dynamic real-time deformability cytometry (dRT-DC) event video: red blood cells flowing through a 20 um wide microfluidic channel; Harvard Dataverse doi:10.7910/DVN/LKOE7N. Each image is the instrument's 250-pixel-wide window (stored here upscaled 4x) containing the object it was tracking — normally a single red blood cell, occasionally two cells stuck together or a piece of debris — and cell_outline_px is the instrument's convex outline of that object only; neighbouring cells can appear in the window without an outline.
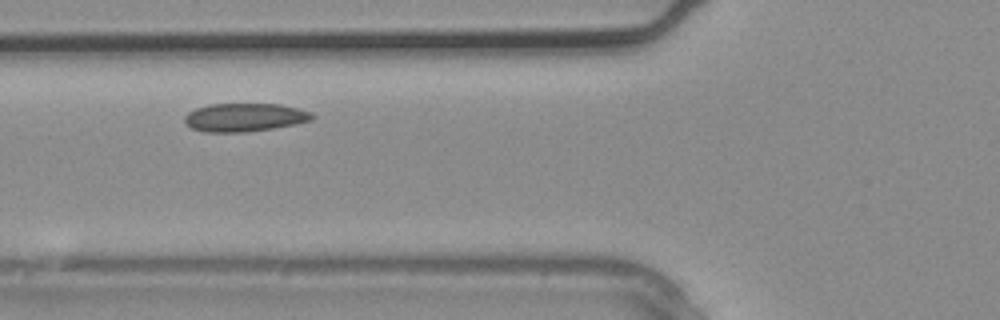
{"species": "common noctule bat (a hibernating species)", "species_latin": "Nyctalus noctula", "temperature_condition": "warm", "stored_images_in_passage": 5, "camera_frame_rate_fps": 3000, "um_per_image_px": 0.085, "animal": {"sex": "male", "body_mass_g": 20.4}, "frame": {"image": 1, "passage_image": 5, "time_ms": 1.333, "image_size_px": [1000, 320], "cell_outline_px": [[316, 116], [312, 120], [296, 124], [248, 132], [204, 132], [192, 128], [184, 124], [184, 116], [188, 112], [196, 108], [208, 104], [280, 104], [312, 112]], "centroid_in_image_um": [20.78, 9.98], "position_along_channel_um": 105.0, "area_um2": 21.21}}